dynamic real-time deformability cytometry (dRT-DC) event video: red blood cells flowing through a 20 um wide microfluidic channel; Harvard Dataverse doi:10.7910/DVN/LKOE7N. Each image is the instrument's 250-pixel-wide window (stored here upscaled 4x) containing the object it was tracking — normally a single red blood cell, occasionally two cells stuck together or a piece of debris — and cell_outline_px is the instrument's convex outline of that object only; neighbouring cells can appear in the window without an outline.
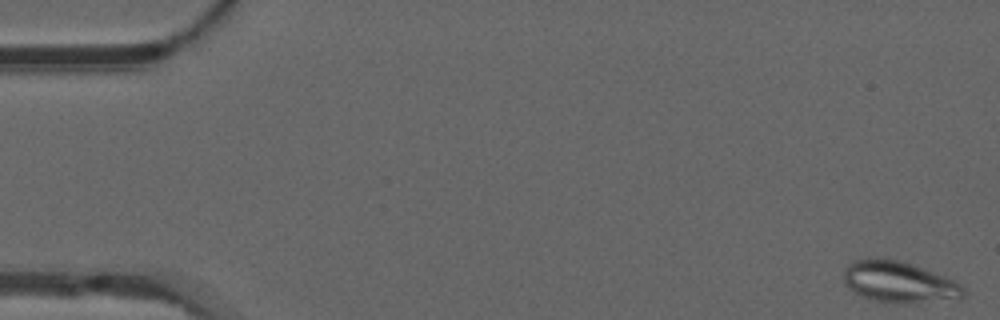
{"species": "common noctule bat (a hibernating species)", "species_latin": "Nyctalus noctula", "temperature_condition": "warm", "stored_images_in_passage": 53, "camera_frame_rate_fps": 3000, "um_per_image_px": 0.085, "animal": {"sex": "male", "forearm_length_mm": 52.5}, "frame": {"image": 1, "passage_image": 1, "time_ms": 0.0, "image_size_px": [1000, 320], "cell_outline_px": [[964, 296], [960, 300], [908, 304], [904, 304], [872, 300], [848, 288], [844, 284], [844, 268], [852, 260], [868, 256], [872, 256], [900, 260], [944, 276], [960, 284], [964, 288]], "centroid_in_image_um": [76.41, 23.97], "position_along_channel_um": 8.6, "area_um2": 29.42}}
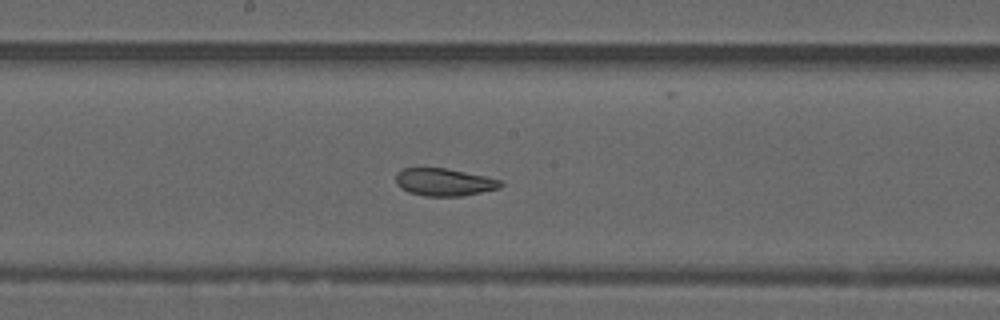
{"frame": {"image": 2, "passage_image": 28, "time_ms": 9.0, "image_size_px": [1000, 320], "cell_outline_px": [[504, 184], [500, 188], [464, 196], [424, 196], [408, 192], [400, 188], [396, 184], [396, 172], [404, 168], [444, 168], [484, 176], [500, 180]], "centroid_in_image_um": [37.73, 15.49], "position_along_channel_um": 210.5, "area_um2": 16.82}}
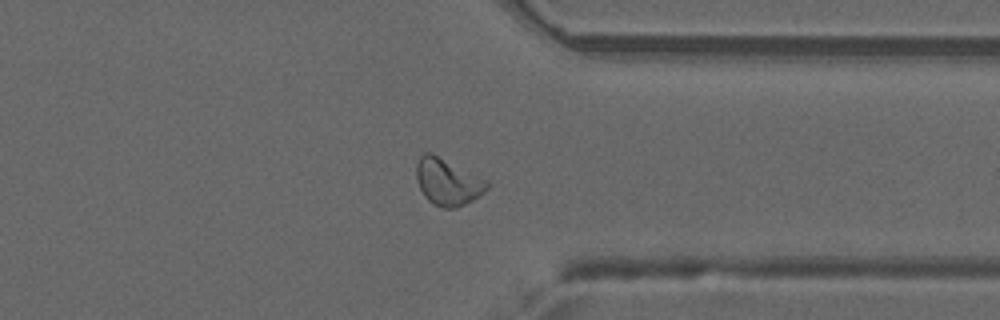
{"frame": {"image": 3, "passage_image": 41, "time_ms": 13.333, "image_size_px": [1000, 320], "cell_outline_px": [[488, 188], [484, 192], [472, 200], [456, 208], [444, 208], [432, 204], [424, 196], [416, 180], [416, 164], [420, 156], [424, 152], [432, 152], [488, 180]], "centroid_in_image_um": [38.03, 15.44], "position_along_channel_um": 373.4, "area_um2": 19.36}, "authors_computed_cell_mechanics": {"area_um2": 19.5942, "velocity_mm_per_s": 3.8316, "shape_relaxation_time_tau1_ms": null, "shape_relaxation_time_tau2_ms": 1.54, "deformation_change_tau1": null, "deformation_change_tau2": 0.0769}}